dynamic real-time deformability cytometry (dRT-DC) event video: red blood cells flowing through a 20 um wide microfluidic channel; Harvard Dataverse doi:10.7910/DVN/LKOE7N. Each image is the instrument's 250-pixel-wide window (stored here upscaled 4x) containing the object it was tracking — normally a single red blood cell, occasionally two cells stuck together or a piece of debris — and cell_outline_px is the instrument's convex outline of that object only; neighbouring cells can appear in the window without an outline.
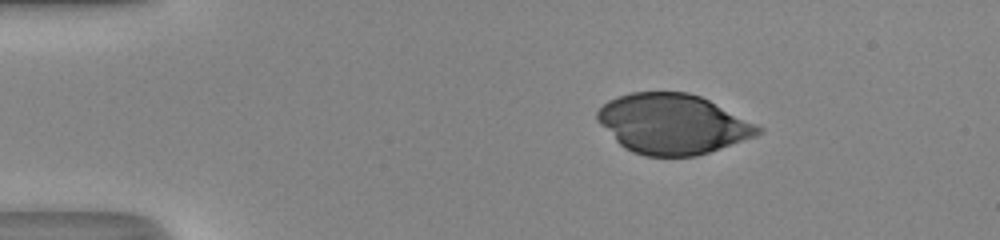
{"species": "human", "species_latin": "Homo sapiens", "temperature_condition": "room temperature", "stored_images_in_passage": 42, "camera_frame_rate_fps": 3000, "um_per_image_px": 0.085, "donor": {"sex": "male"}, "frame": {"image": 1, "passage_image": 1, "time_ms": 0.0, "image_size_px": [1000, 240], "cell_outline_px": [[764, 132], [756, 136], [696, 156], [644, 156], [632, 152], [624, 148], [596, 120], [596, 112], [608, 100], [632, 92], [688, 92], [700, 96], [764, 128]], "centroid_in_image_um": [57.17, 10.54], "position_along_channel_um": 27.8, "area_um2": 55.78}}